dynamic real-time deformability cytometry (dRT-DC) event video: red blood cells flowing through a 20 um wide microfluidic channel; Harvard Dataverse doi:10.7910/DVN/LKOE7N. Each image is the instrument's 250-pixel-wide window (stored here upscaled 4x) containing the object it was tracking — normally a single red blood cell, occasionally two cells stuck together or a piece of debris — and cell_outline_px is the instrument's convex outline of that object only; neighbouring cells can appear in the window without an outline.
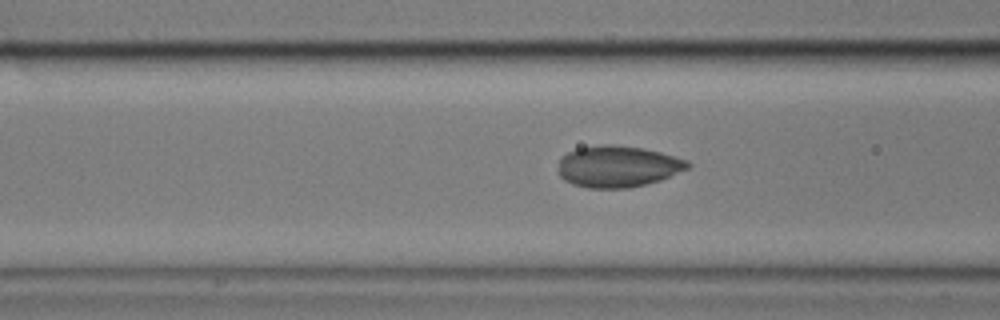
{"species": "common noctule bat (a hibernating species)", "species_latin": "Nyctalus noctula", "temperature_condition": "cold", "stored_images_in_passage": 43, "camera_frame_rate_fps": 3000, "um_per_image_px": 0.085, "animal": {"sex": "male", "body_mass_g": 17.9}, "frame": {"image": 1, "passage_image": 10, "time_ms": 3.0, "image_size_px": [1000, 320], "cell_outline_px": [[692, 164], [688, 168], [660, 180], [628, 188], [588, 188], [572, 184], [564, 180], [556, 172], [560, 156], [576, 148], [604, 144], [612, 144], [644, 148], [660, 152], [688, 160]], "centroid_in_image_um": [52.46, 14.14], "position_along_channel_um": 114.1, "area_um2": 31.56}}
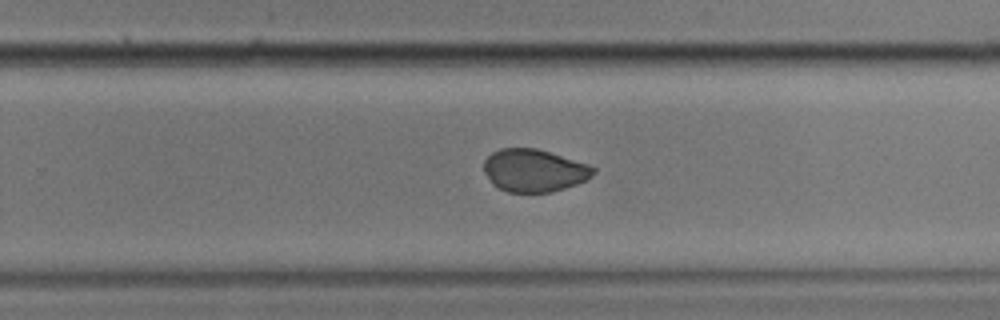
{"frame": {"image": 2, "passage_image": 25, "time_ms": 8.0, "image_size_px": [1000, 320], "cell_outline_px": [[596, 172], [588, 180], [552, 192], [508, 192], [492, 184], [484, 172], [484, 160], [492, 152], [500, 148], [536, 148], [588, 164], [596, 168]], "centroid_in_image_um": [45.4, 14.49], "position_along_channel_um": 284.4, "area_um2": 27.22}}
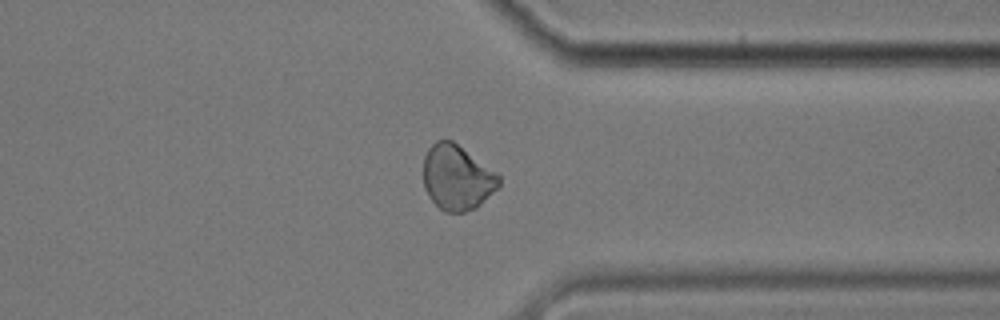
{"frame": {"image": 3, "passage_image": 33, "time_ms": 10.667, "image_size_px": [1000, 320], "cell_outline_px": [[500, 188], [476, 208], [464, 212], [444, 212], [432, 200], [424, 188], [424, 156], [428, 148], [436, 140], [452, 140], [496, 172], [500, 176]], "centroid_in_image_um": [38.87, 15.1], "position_along_channel_um": 372.5, "area_um2": 28.73}}